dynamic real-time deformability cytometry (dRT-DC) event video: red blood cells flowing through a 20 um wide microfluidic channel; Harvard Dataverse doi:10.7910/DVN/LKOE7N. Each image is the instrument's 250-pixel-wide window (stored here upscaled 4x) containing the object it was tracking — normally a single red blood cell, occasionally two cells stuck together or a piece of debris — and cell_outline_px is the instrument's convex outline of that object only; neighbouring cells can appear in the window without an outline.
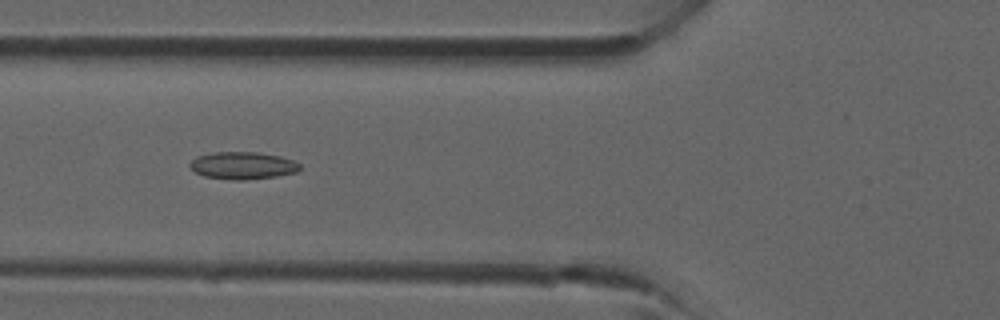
{"species": "common noctule bat (a hibernating species)", "species_latin": "Nyctalus noctula", "temperature_condition": "room temperature", "stored_images_in_passage": 40, "camera_frame_rate_fps": 3000, "um_per_image_px": 0.085, "animal": {"sex": "male", "forearm_length_mm": 52.5}, "frame": {"image": 1, "passage_image": 15, "time_ms": 4.667, "image_size_px": [1000, 320], "cell_outline_px": [[300, 168], [296, 172], [276, 176], [244, 180], [236, 180], [204, 176], [196, 172], [188, 164], [196, 156], [212, 152], [260, 152], [280, 156], [292, 160], [300, 164]], "centroid_in_image_um": [20.62, 14.06], "position_along_channel_um": 105.2, "area_um2": 17.46}}
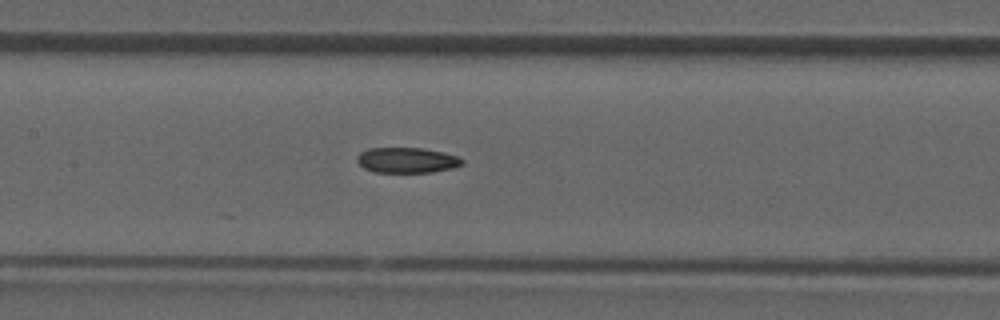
{"frame": {"image": 2, "passage_image": 19, "time_ms": 6.0, "image_size_px": [1000, 320], "cell_outline_px": [[464, 164], [452, 168], [432, 172], [376, 172], [364, 168], [356, 160], [356, 156], [360, 152], [368, 148], [424, 148], [444, 152], [460, 156], [464, 160]], "centroid_in_image_um": [34.62, 13.61], "position_along_channel_um": 172.8, "area_um2": 15.72}}
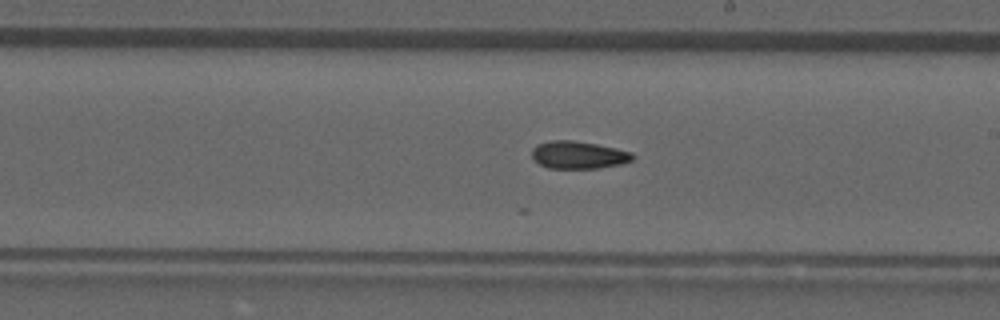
{"frame": {"image": 3, "passage_image": 23, "time_ms": 7.333, "image_size_px": [1000, 320], "cell_outline_px": [[636, 156], [632, 160], [620, 164], [600, 168], [548, 168], [532, 160], [532, 148], [536, 144], [552, 140], [572, 140], [596, 144], [616, 148], [632, 152]], "centroid_in_image_um": [49.15, 13.17], "position_along_channel_um": 239.8, "area_um2": 16.3}}